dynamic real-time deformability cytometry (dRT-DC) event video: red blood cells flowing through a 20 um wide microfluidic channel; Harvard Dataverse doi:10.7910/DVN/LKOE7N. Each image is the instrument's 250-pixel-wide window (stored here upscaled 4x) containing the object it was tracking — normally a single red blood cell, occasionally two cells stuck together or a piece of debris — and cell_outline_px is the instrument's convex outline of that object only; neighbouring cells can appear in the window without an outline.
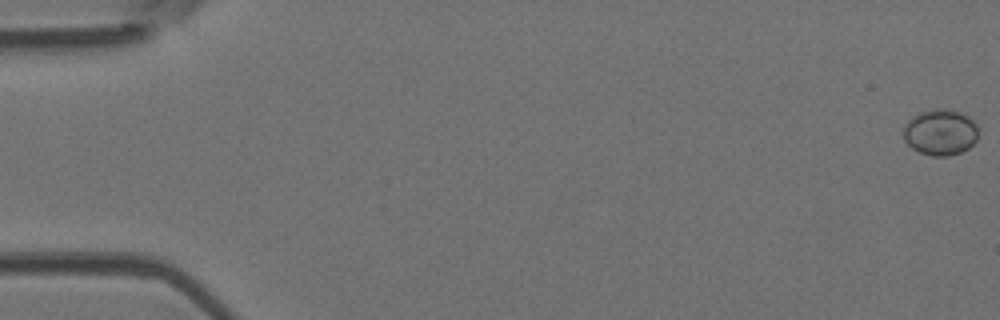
{"species": "Egyptian fruit bat (a non-hibernating species)", "species_latin": "Rousettus aegyptiacus", "temperature_condition": "room temperature", "stored_images_in_passage": 5, "camera_frame_rate_fps": 3000, "um_per_image_px": 0.085, "animal": {"sex": "female"}, "frame": {"image": 1, "passage_image": 1, "time_ms": 0.0, "image_size_px": [1000, 320], "cell_outline_px": [[980, 128], [976, 140], [968, 148], [960, 152], [948, 156], [932, 156], [920, 152], [912, 148], [904, 140], [904, 128], [912, 116], [920, 112], [936, 108], [944, 108], [960, 112], [968, 116]], "centroid_in_image_um": [79.95, 11.23], "position_along_channel_um": 5.0, "area_um2": 20.11}}
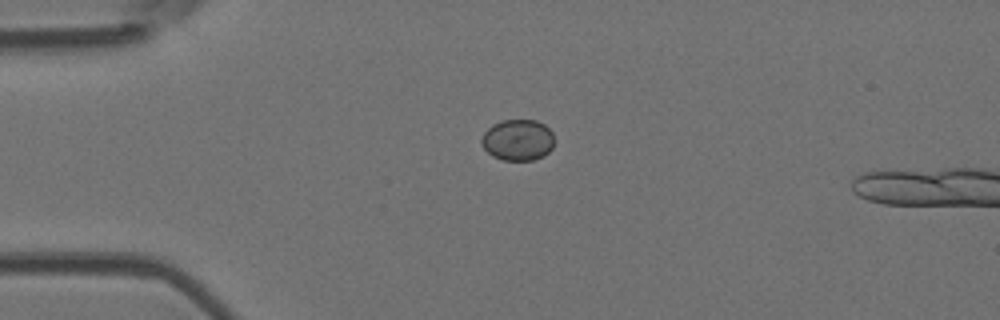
{"frame": {"image": 2, "passage_image": 4, "time_ms": 4.333, "image_size_px": [1000, 320], "cell_outline_px": [[556, 140], [552, 148], [544, 156], [532, 160], [504, 160], [492, 156], [484, 148], [480, 140], [484, 132], [492, 124], [504, 120], [536, 120], [544, 124], [552, 132]], "centroid_in_image_um": [44.04, 11.89], "position_along_channel_um": 41.0, "area_um2": 17.63}}